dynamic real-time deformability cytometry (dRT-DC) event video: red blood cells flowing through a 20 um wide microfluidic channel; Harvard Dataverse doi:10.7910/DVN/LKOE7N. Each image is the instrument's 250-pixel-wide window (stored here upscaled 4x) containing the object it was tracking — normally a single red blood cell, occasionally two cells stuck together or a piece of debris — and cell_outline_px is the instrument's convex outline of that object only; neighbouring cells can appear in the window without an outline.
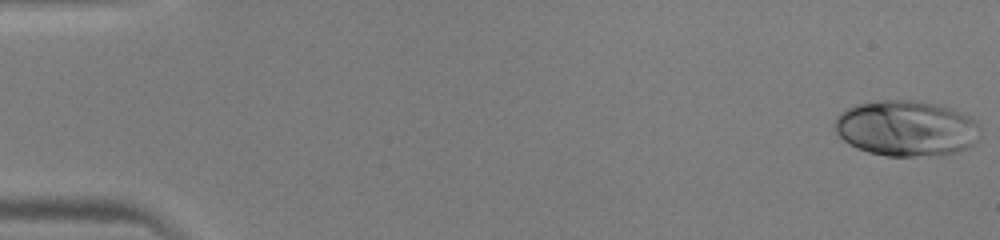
{"species": "human", "species_latin": "Homo sapiens", "temperature_condition": "warm", "stored_images_in_passage": 47, "camera_frame_rate_fps": 3000, "um_per_image_px": 0.085, "donor": {"sex": "male"}, "frame": {"image": 1, "passage_image": 1, "time_ms": 0.0, "image_size_px": [1000, 240], "cell_outline_px": [[980, 140], [976, 144], [968, 148], [956, 152], [912, 156], [888, 156], [868, 152], [856, 148], [848, 144], [836, 132], [836, 116], [840, 112], [856, 104], [884, 100], [912, 100], [932, 104], [948, 108], [972, 116], [980, 128]], "centroid_in_image_um": [77.06, 10.91], "position_along_channel_um": 7.9, "area_um2": 47.11}}
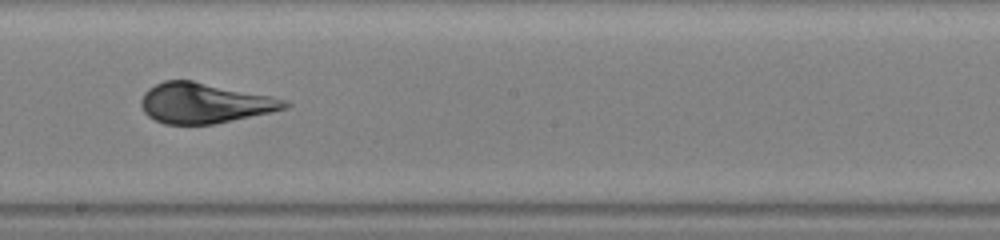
{"frame": {"image": 2, "passage_image": 27, "time_ms": 8.667, "image_size_px": [1000, 240], "cell_outline_px": [[292, 104], [288, 108], [272, 112], [212, 124], [164, 124], [148, 116], [144, 112], [140, 104], [140, 100], [144, 92], [148, 88], [164, 80], [192, 80], [272, 96], [288, 100]], "centroid_in_image_um": [17.39, 8.75], "position_along_channel_um": 230.8, "area_um2": 33.81}}
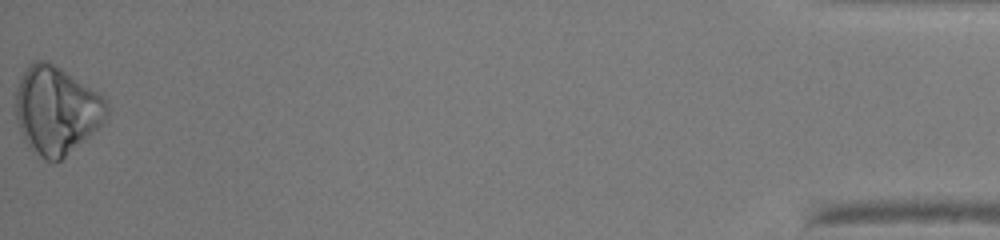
{"frame": {"image": 3, "passage_image": 47, "time_ms": 15.333, "image_size_px": [1000, 240], "cell_outline_px": [[108, 116], [92, 132], [60, 160], [44, 160], [24, 140], [20, 132], [16, 120], [16, 92], [20, 80], [28, 64], [36, 60], [48, 60], [104, 96], [108, 104]], "centroid_in_image_um": [4.78, 9.33], "position_along_channel_um": 430.4, "area_um2": 45.95}}